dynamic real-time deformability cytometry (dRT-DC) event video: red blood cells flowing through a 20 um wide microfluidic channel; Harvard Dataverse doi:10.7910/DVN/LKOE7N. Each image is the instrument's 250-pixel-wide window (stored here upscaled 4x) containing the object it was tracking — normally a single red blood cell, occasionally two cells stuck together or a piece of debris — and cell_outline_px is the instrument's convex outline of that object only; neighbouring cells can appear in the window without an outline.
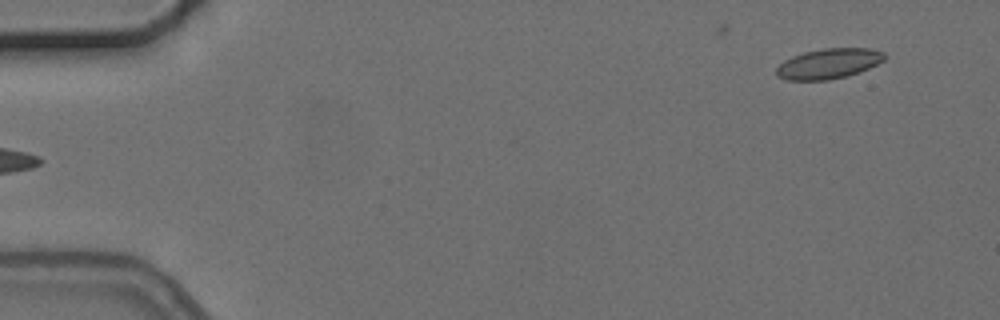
{"species": "common noctule bat (a hibernating species)", "species_latin": "Nyctalus noctula", "temperature_condition": "cold", "stored_images_in_passage": 4, "camera_frame_rate_fps": 3000, "um_per_image_px": 0.085, "animal": {"sex": "female", "body_mass_g": 24.6, "forearm_length_mm": 56.2}, "frame": {"image": 1, "passage_image": 4, "time_ms": 3.667, "image_size_px": [1000, 320], "cell_outline_px": [[888, 56], [884, 60], [860, 72], [848, 76], [828, 80], [784, 80], [776, 76], [776, 68], [784, 60], [792, 56], [804, 52], [824, 48], [868, 48], [884, 52]], "centroid_in_image_um": [70.43, 5.41], "position_along_channel_um": 14.6, "area_um2": 19.19}}